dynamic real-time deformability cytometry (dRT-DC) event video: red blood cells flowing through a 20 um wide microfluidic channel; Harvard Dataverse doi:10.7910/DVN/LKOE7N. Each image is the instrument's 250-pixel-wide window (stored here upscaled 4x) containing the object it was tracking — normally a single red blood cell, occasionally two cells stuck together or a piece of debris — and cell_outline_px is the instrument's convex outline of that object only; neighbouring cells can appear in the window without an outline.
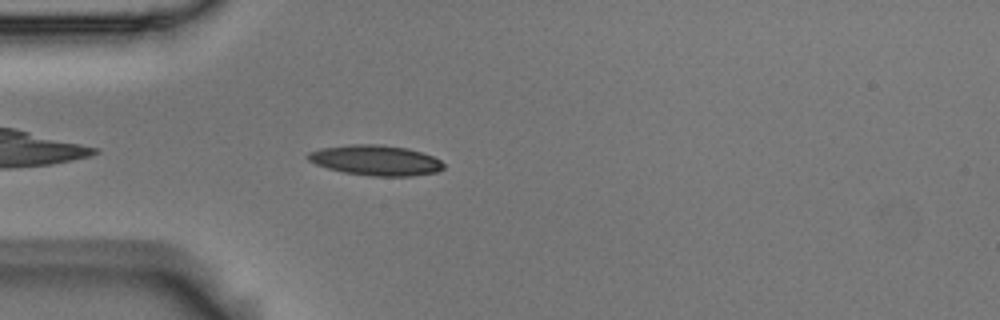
{"species": "Egyptian fruit bat (a non-hibernating species)", "species_latin": "Rousettus aegyptiacus", "temperature_condition": "room temperature", "stored_images_in_passage": 2, "camera_frame_rate_fps": 3000, "um_per_image_px": 0.085, "animal": {"sex": "male"}, "frame": {"image": 1, "passage_image": 2, "time_ms": 0.333, "image_size_px": [1000, 320], "cell_outline_px": [[444, 168], [436, 172], [412, 176], [372, 176], [344, 172], [328, 168], [316, 164], [308, 160], [304, 156], [308, 152], [320, 148], [348, 144], [380, 144], [408, 148], [432, 156], [440, 160], [444, 164]], "centroid_in_image_um": [31.9, 13.61], "position_along_channel_um": 53.1, "area_um2": 24.04}}